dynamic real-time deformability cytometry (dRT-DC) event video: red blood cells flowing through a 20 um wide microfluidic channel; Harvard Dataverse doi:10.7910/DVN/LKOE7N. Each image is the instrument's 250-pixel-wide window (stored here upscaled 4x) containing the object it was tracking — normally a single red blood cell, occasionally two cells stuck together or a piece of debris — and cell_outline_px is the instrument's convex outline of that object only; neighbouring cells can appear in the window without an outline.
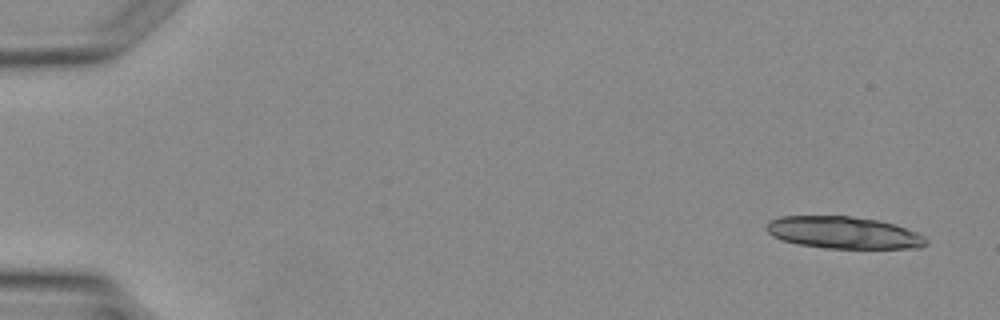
{"species": "Egyptian fruit bat (a non-hibernating species)", "species_latin": "Rousettus aegyptiacus", "temperature_condition": "warm", "stored_images_in_passage": 4, "camera_frame_rate_fps": 3000, "um_per_image_px": 0.085, "animal": {"sex": "female"}, "frame": {"image": 1, "passage_image": 1, "time_ms": 0.0, "image_size_px": [1000, 320], "cell_outline_px": [[928, 244], [920, 248], [824, 248], [796, 244], [772, 236], [764, 228], [768, 220], [780, 216], [848, 216], [876, 220], [892, 224], [916, 232], [924, 236], [928, 240]], "centroid_in_image_um": [71.66, 19.78], "position_along_channel_um": 13.3, "area_um2": 29.82}}